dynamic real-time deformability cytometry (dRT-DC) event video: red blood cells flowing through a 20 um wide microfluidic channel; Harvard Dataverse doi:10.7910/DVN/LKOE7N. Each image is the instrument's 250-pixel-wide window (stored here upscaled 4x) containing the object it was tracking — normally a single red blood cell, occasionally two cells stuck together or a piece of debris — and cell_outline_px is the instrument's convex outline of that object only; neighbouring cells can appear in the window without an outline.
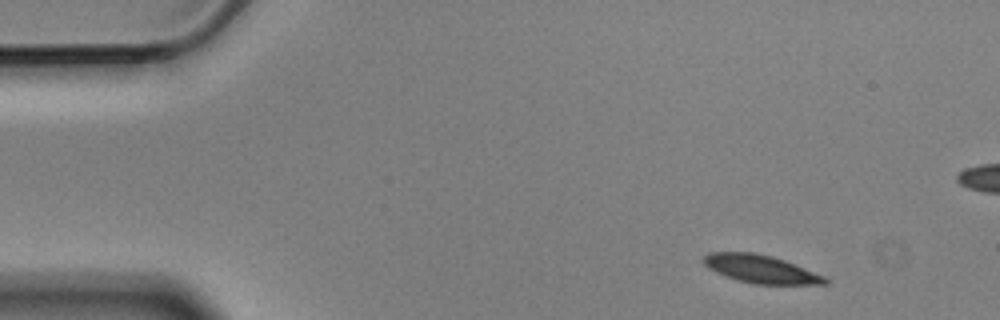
{"species": "Egyptian fruit bat (a non-hibernating species)", "species_latin": "Rousettus aegyptiacus", "temperature_condition": "cold", "stored_images_in_passage": 5, "camera_frame_rate_fps": 3000, "um_per_image_px": 0.085, "animal": {"sex": "male"}, "frame": {"image": 1, "passage_image": 1, "time_ms": 0.0, "image_size_px": [1000, 320], "cell_outline_px": [[828, 284], [752, 284], [736, 280], [716, 272], [708, 268], [700, 260], [708, 252], [752, 252], [772, 256], [784, 260], [824, 276], [828, 280]], "centroid_in_image_um": [64.61, 22.86], "position_along_channel_um": 20.4, "area_um2": 19.83}}